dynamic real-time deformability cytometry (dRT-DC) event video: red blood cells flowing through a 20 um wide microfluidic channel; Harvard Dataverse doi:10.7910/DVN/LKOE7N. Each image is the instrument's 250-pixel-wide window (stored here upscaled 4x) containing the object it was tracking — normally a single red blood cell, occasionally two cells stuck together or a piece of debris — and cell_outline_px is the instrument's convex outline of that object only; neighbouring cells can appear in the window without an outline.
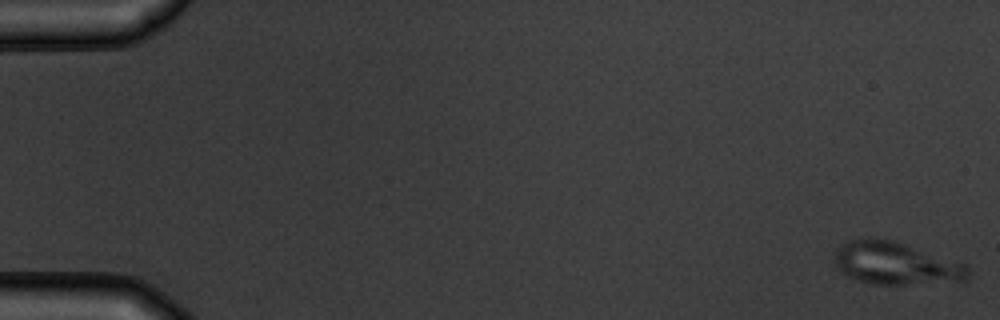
{"species": "common noctule bat (a hibernating species)", "species_latin": "Nyctalus noctula", "temperature_condition": "warm", "stored_images_in_passage": 6, "camera_frame_rate_fps": 3000, "um_per_image_px": 0.085, "animal": {"sex": "male", "body_mass_g": 19.5, "forearm_length_mm": 54.6}, "frame": {"image": 1, "passage_image": 1, "time_ms": 0.0, "image_size_px": [1000, 320], "cell_outline_px": [[968, 280], [904, 284], [872, 284], [844, 276], [836, 268], [836, 248], [840, 244], [848, 240], [876, 236], [896, 240], [964, 264], [968, 268]], "centroid_in_image_um": [76.06, 22.35], "position_along_channel_um": 8.9, "area_um2": 33.29}}